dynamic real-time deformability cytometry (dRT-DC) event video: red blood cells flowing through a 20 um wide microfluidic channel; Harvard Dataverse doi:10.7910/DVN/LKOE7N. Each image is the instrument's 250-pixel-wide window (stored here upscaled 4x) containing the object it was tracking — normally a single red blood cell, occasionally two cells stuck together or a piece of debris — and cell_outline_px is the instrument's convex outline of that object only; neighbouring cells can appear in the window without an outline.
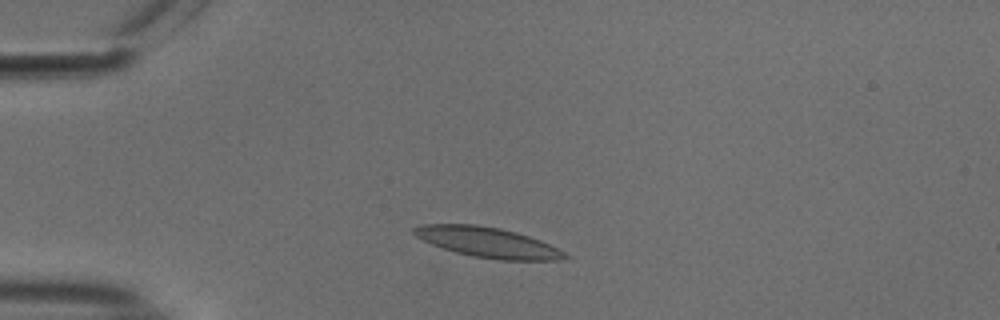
{"species": "common noctule bat (a hibernating species)", "species_latin": "Nyctalus noctula", "temperature_condition": "cold", "stored_images_in_passage": 42, "camera_frame_rate_fps": 3000, "um_per_image_px": 0.085, "animal": {"sex": "male", "body_mass_g": 18.8}, "frame": {"image": 1, "passage_image": 7, "time_ms": 2.0, "image_size_px": [1000, 320], "cell_outline_px": [[568, 256], [556, 260], [500, 260], [472, 256], [456, 252], [432, 244], [416, 236], [412, 232], [412, 228], [424, 224], [476, 224], [500, 228], [516, 232], [540, 240], [564, 252]], "centroid_in_image_um": [41.42, 20.59], "position_along_channel_um": 43.6, "area_um2": 26.18}}
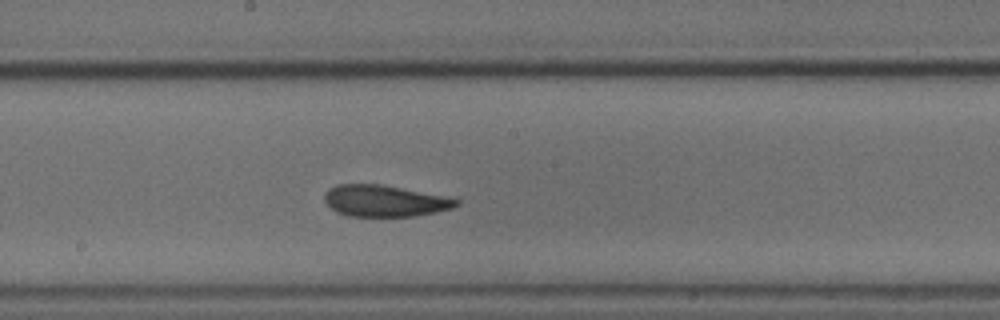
{"frame": {"image": 2, "passage_image": 23, "time_ms": 7.333, "image_size_px": [1000, 320], "cell_outline_px": [[460, 204], [452, 208], [436, 212], [416, 216], [348, 216], [336, 212], [328, 208], [324, 200], [324, 196], [328, 188], [336, 184], [380, 184], [448, 196], [460, 200]], "centroid_in_image_um": [32.68, 17.07], "position_along_channel_um": 215.5, "area_um2": 24.51}}
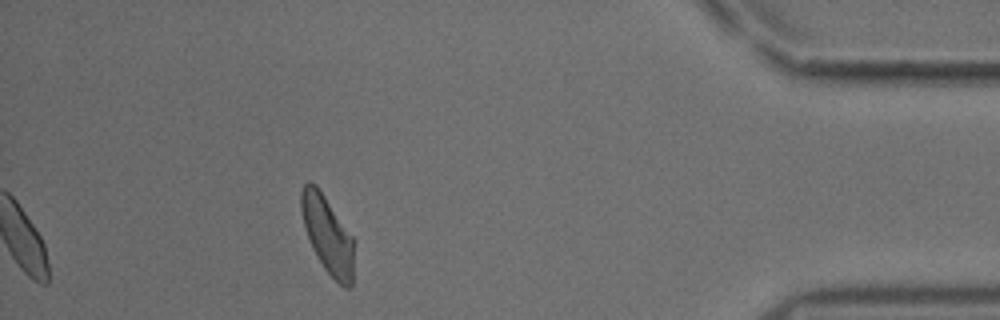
{"frame": {"image": 3, "passage_image": 42, "time_ms": 13.667, "image_size_px": [1000, 320], "cell_outline_px": [[352, 288], [344, 288], [324, 268], [312, 248], [304, 224], [300, 208], [300, 192], [304, 184], [308, 180], [316, 184], [352, 236]], "centroid_in_image_um": [27.81, 19.92], "position_along_channel_um": 407.4, "area_um2": 23.24}, "authors_computed_cell_mechanics": {"area_um2": 24.8251, "velocity_mm_per_s": 3.7366, "shape_relaxation_time_tau1_ms": 5.8412, "shape_relaxation_time_tau2_ms": 2.4425, "deformation_change_tau1": 0.1398, "deformation_change_tau2": 0.0882}}